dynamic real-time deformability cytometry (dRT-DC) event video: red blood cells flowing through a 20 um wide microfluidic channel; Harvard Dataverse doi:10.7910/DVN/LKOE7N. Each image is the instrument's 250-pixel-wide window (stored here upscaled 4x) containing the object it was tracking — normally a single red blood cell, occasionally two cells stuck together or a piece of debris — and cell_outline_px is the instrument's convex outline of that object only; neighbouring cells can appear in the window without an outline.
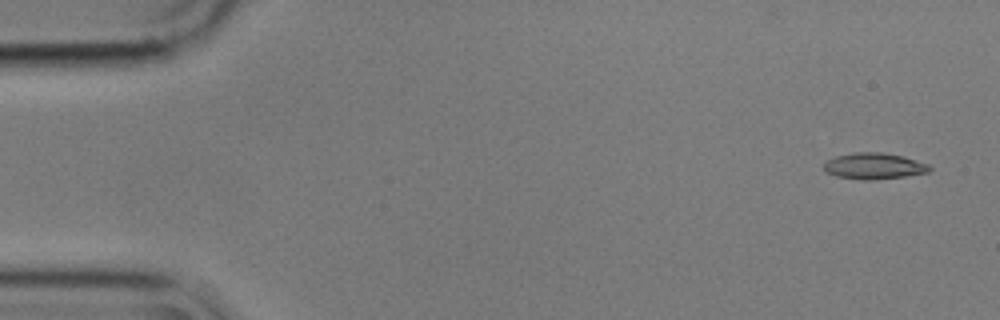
{"species": "common noctule bat (a hibernating species)", "species_latin": "Nyctalus noctula", "temperature_condition": "cold", "stored_images_in_passage": 5, "camera_frame_rate_fps": 3000, "um_per_image_px": 0.085, "animal": {"sex": "male", "body_mass_g": 17.9}, "frame": {"image": 1, "passage_image": 1, "time_ms": 0.0, "image_size_px": [1000, 320], "cell_outline_px": [[932, 168], [928, 172], [904, 176], [868, 180], [864, 180], [836, 176], [828, 172], [824, 168], [824, 164], [828, 160], [836, 156], [852, 152], [880, 152], [900, 156], [928, 164]], "centroid_in_image_um": [74.27, 14.11], "position_along_channel_um": 10.7, "area_um2": 15.78}}
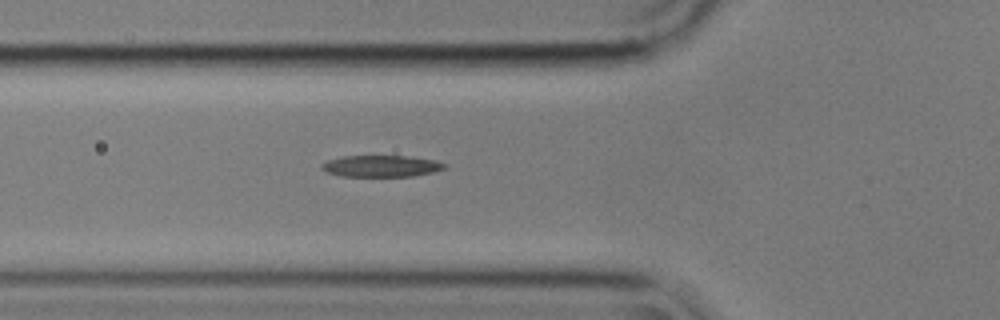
{"frame": {"image": 2, "passage_image": 5, "time_ms": 1.333, "image_size_px": [1000, 320], "cell_outline_px": [[448, 168], [432, 172], [412, 176], [344, 176], [328, 172], [320, 168], [320, 164], [328, 160], [344, 156], [412, 156], [436, 160], [448, 164]], "centroid_in_image_um": [32.47, 14.11], "position_along_channel_um": 93.3, "area_um2": 15.49}}